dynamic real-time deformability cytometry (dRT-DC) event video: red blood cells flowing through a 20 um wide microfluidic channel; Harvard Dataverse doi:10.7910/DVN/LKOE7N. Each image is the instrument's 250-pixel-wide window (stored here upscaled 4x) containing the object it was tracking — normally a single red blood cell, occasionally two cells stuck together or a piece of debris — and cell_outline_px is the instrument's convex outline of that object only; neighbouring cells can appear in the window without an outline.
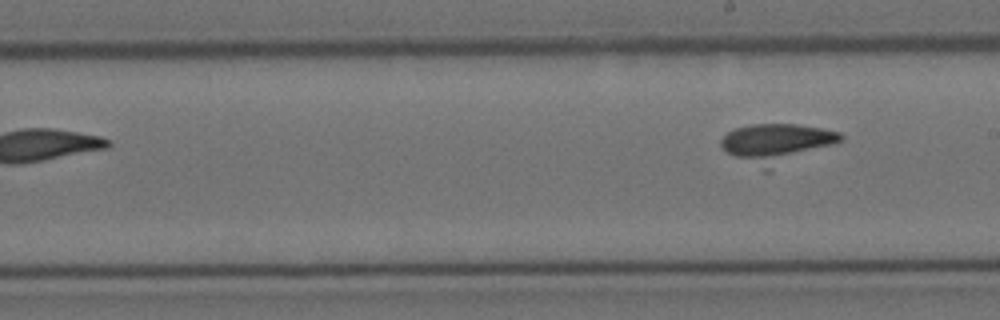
{"species": "Egyptian fruit bat (a non-hibernating species)", "species_latin": "Rousettus aegyptiacus", "temperature_condition": "cold", "stored_images_in_passage": 8, "camera_frame_rate_fps": 3000, "um_per_image_px": 0.085, "animal": {"sex": "female"}, "frame": {"image": 1, "passage_image": 8, "time_ms": 2.333, "image_size_px": [1000, 320], "cell_outline_px": [[844, 140], [836, 144], [772, 172], [764, 172], [728, 152], [720, 144], [720, 140], [728, 132], [736, 128], [752, 124], [796, 124], [820, 128], [840, 132], [844, 136]], "centroid_in_image_um": [66.09, 12.23], "position_along_channel_um": 222.9, "area_um2": 28.03}}